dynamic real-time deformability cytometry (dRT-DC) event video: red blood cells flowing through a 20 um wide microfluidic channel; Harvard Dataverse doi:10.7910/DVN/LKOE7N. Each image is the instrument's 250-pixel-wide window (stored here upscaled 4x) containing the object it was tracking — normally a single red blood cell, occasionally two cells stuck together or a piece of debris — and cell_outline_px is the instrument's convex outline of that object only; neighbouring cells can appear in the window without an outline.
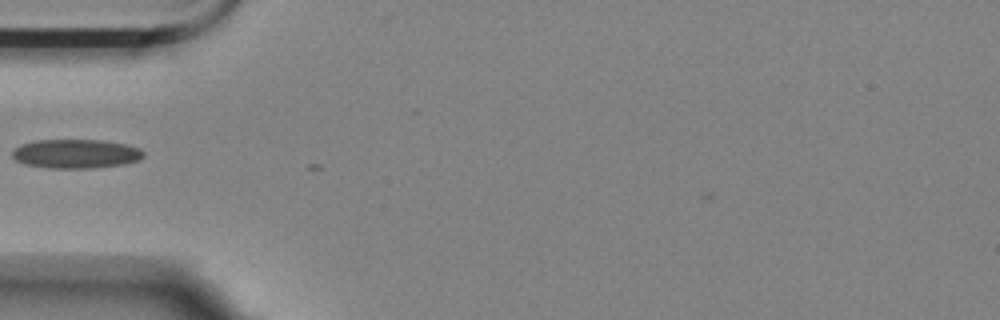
{"species": "Egyptian fruit bat (a non-hibernating species)", "species_latin": "Rousettus aegyptiacus", "temperature_condition": "room temperature", "stored_images_in_passage": 5, "camera_frame_rate_fps": 3000, "um_per_image_px": 0.085, "animal": {"sex": "female"}, "frame": {"image": 1, "passage_image": 2, "time_ms": 0.333, "image_size_px": [1000, 320], "cell_outline_px": [[144, 156], [140, 160], [124, 164], [92, 168], [48, 168], [24, 164], [16, 160], [12, 156], [12, 152], [20, 144], [36, 140], [100, 140], [124, 144], [140, 148], [144, 152]], "centroid_in_image_um": [6.45, 13.07], "position_along_channel_um": 78.5, "area_um2": 22.25}}